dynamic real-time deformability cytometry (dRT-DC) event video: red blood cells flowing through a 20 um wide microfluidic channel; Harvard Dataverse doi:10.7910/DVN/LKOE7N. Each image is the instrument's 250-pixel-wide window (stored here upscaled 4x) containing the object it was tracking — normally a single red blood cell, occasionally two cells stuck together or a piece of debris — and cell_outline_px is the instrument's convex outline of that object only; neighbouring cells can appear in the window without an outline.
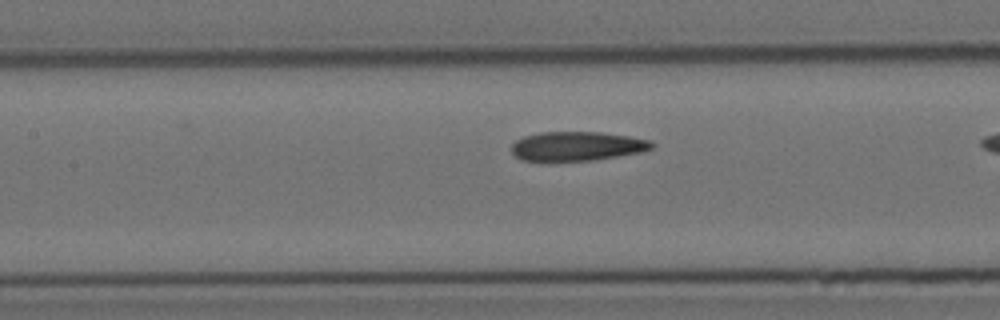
{"species": "Egyptian fruit bat (a non-hibernating species)", "species_latin": "Rousettus aegyptiacus", "temperature_condition": "cold", "stored_images_in_passage": 7, "segment_of_instrument_passage": [2, 2], "camera_frame_rate_fps": 3000, "um_per_image_px": 0.085, "animal": {"sex": "female"}, "frame": {"image": 1, "passage_image": 7, "time_ms": 7.0, "image_size_px": [1000, 320], "cell_outline_px": [[656, 144], [652, 148], [640, 152], [596, 160], [520, 160], [512, 152], [512, 144], [516, 140], [524, 136], [540, 132], [600, 132], [628, 136], [652, 140]], "centroid_in_image_um": [49.08, 12.41], "position_along_channel_um": 158.3, "area_um2": 23.76}}